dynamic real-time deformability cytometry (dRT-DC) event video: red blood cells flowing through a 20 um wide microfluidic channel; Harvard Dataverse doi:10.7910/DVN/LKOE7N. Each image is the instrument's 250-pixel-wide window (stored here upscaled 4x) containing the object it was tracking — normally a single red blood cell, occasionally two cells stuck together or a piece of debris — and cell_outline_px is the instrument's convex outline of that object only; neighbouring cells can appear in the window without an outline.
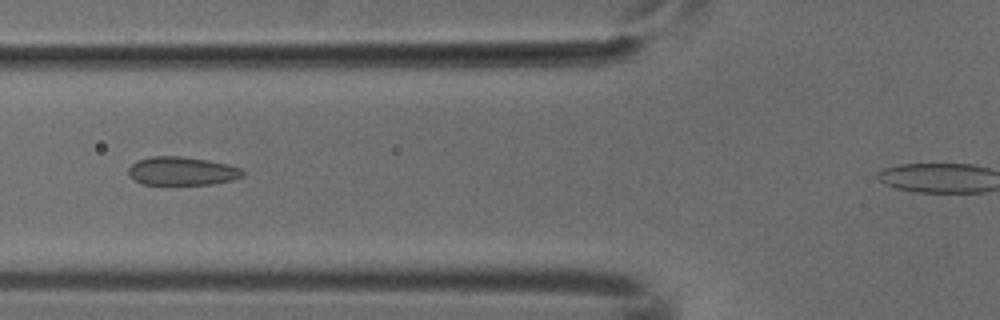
{"species": "common noctule bat (a hibernating species)", "species_latin": "Nyctalus noctula", "temperature_condition": "cold", "stored_images_in_passage": 5, "camera_frame_rate_fps": 3000, "um_per_image_px": 0.085, "animal": {"sex": "male", "body_mass_g": 18.8}, "frame": {"image": 1, "passage_image": 5, "time_ms": 1.333, "image_size_px": [1000, 320], "cell_outline_px": [[244, 176], [232, 180], [212, 184], [144, 184], [132, 180], [128, 176], [128, 168], [136, 160], [152, 156], [180, 156], [208, 160], [228, 164], [240, 168], [244, 172]], "centroid_in_image_um": [15.44, 14.54], "position_along_channel_um": 110.4, "area_um2": 19.07}}